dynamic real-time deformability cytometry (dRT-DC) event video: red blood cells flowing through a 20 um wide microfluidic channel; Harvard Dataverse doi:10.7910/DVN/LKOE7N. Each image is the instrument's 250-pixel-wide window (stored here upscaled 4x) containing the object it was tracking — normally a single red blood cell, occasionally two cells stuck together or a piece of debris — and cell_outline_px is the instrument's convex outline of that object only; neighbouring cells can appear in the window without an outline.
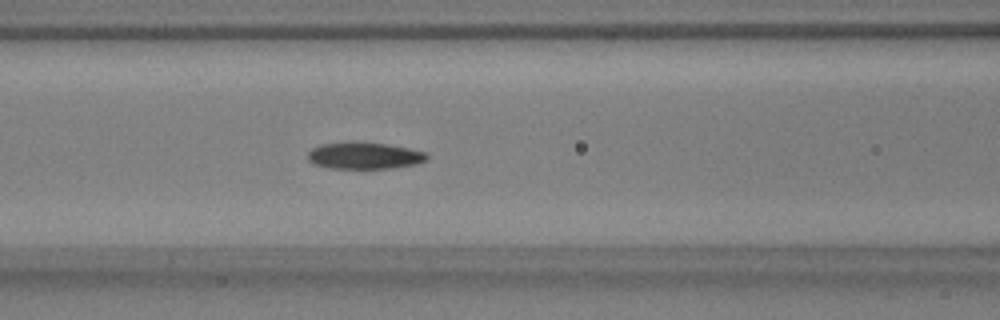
{"species": "common noctule bat (a hibernating species)", "species_latin": "Nyctalus noctula", "temperature_condition": "warm", "stored_images_in_passage": 45, "camera_frame_rate_fps": 3000, "um_per_image_px": 0.085, "animal": {"sex": "male", "body_mass_g": 17.9, "forearm_length_mm": 54.2}, "frame": {"image": 1, "passage_image": 23, "time_ms": 7.333, "image_size_px": [1000, 320], "cell_outline_px": [[428, 160], [416, 164], [392, 168], [328, 168], [312, 164], [308, 160], [308, 152], [312, 148], [320, 144], [348, 140], [388, 144], [408, 148], [424, 152], [428, 156]], "centroid_in_image_um": [30.92, 13.21], "position_along_channel_um": 135.7, "area_um2": 18.96}}
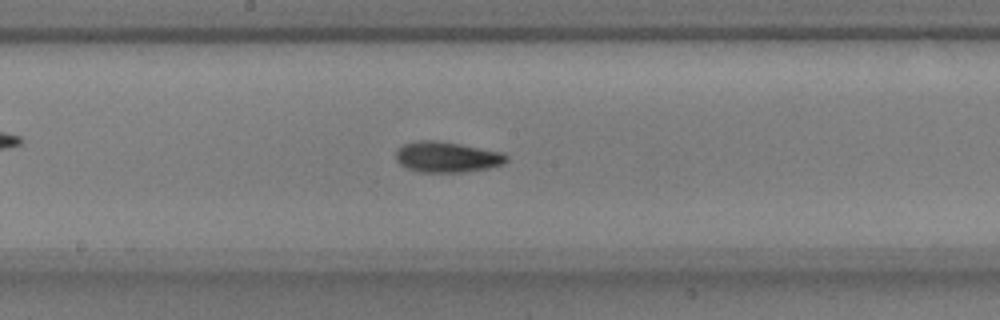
{"frame": {"image": 2, "passage_image": 29, "time_ms": 9.333, "image_size_px": [1000, 320], "cell_outline_px": [[508, 160], [504, 164], [488, 168], [464, 172], [420, 172], [408, 168], [400, 164], [396, 160], [396, 152], [404, 144], [420, 140], [436, 140], [460, 144], [500, 152], [508, 156]], "centroid_in_image_um": [38.0, 13.35], "position_along_channel_um": 210.2, "area_um2": 19.59}}
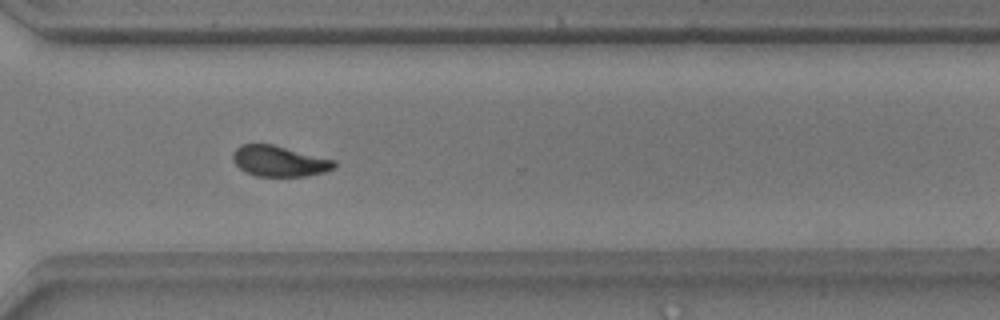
{"frame": {"image": 3, "passage_image": 40, "time_ms": 13.0, "image_size_px": [1000, 320], "cell_outline_px": [[336, 168], [324, 172], [308, 176], [256, 176], [240, 168], [232, 160], [232, 152], [240, 144], [272, 144], [336, 160]], "centroid_in_image_um": [23.75, 13.69], "position_along_channel_um": 346.8, "area_um2": 18.21}}